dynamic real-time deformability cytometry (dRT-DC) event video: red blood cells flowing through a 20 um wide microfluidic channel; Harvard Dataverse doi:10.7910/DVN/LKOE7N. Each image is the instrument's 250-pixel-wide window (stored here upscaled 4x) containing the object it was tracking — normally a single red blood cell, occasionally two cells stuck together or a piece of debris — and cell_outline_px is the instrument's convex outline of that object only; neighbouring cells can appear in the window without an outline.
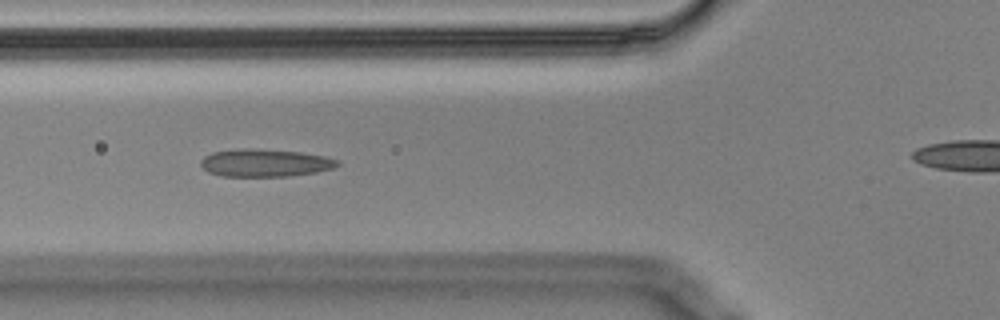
{"species": "Egyptian fruit bat (a non-hibernating species)", "species_latin": "Rousettus aegyptiacus", "temperature_condition": "cold", "stored_images_in_passage": 18, "camera_frame_rate_fps": 3000, "um_per_image_px": 0.085, "animal": {"sex": "male"}, "frame": {"image": 1, "passage_image": 6, "time_ms": 1.667, "image_size_px": [1000, 320], "cell_outline_px": [[340, 164], [332, 168], [316, 172], [288, 176], [224, 176], [208, 172], [200, 164], [200, 160], [204, 156], [212, 152], [244, 148], [248, 148], [300, 152], [324, 156], [340, 160]], "centroid_in_image_um": [22.52, 13.84], "position_along_channel_um": 103.3, "area_um2": 21.91}}
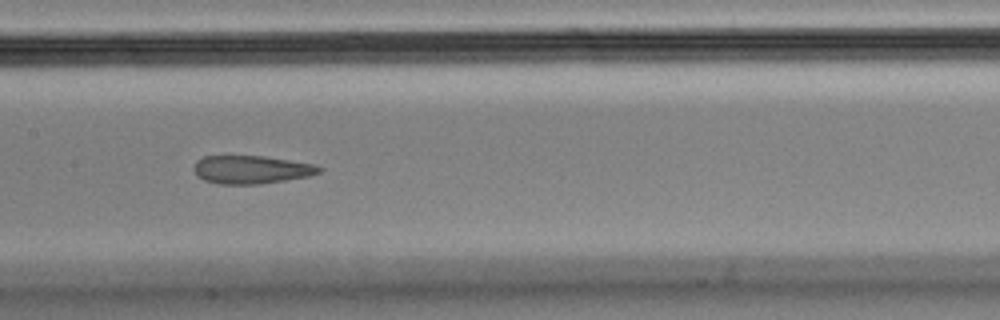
{"frame": {"image": 2, "passage_image": 8, "time_ms": 2.333, "image_size_px": [1000, 320], "cell_outline_px": [[324, 168], [320, 172], [308, 176], [260, 184], [220, 184], [204, 180], [196, 172], [196, 160], [204, 156], [264, 156], [316, 164]], "centroid_in_image_um": [21.42, 14.41], "position_along_channel_um": 186.0, "area_um2": 20.35}}
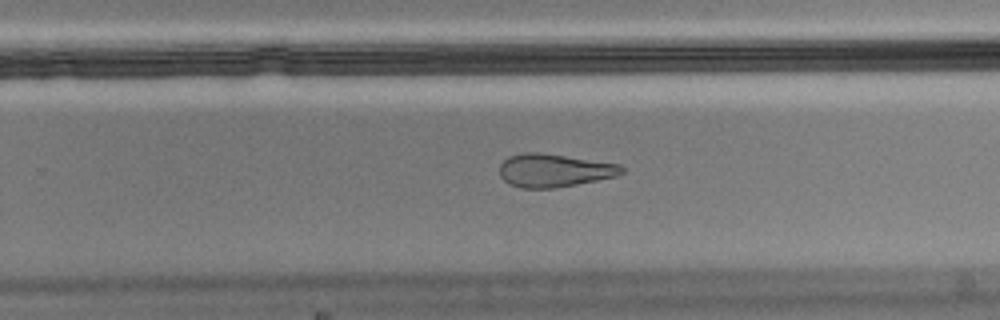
{"frame": {"image": 3, "passage_image": 11, "time_ms": 3.333, "image_size_px": [1000, 320], "cell_outline_px": [[624, 172], [616, 176], [556, 188], [520, 188], [508, 184], [500, 176], [500, 164], [508, 156], [524, 152], [540, 152], [620, 164], [624, 168]], "centroid_in_image_um": [47.07, 14.48], "position_along_channel_um": 282.7, "area_um2": 23.64}}